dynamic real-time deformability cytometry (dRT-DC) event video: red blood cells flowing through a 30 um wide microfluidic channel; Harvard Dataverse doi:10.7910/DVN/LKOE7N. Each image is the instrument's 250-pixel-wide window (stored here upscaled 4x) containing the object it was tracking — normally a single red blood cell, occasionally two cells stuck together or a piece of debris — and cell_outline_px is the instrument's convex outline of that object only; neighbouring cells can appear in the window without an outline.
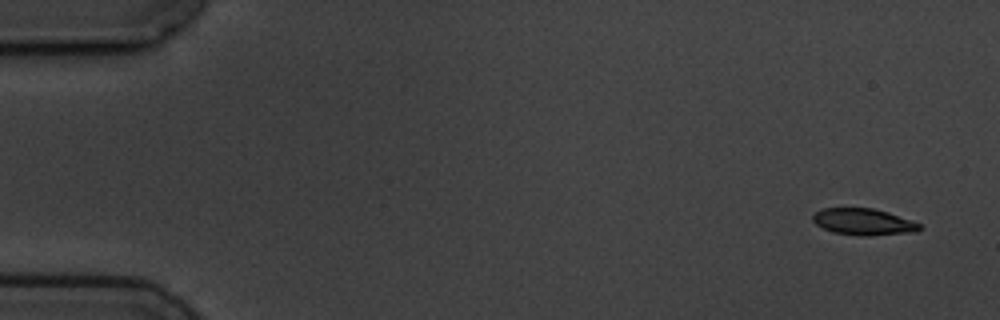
{"species": "common noctule bat (a hibernating species)", "species_latin": "Nyctalus noctula", "temperature_condition": "cold", "stored_images_in_passage": 5, "camera_frame_rate_fps": 3000, "um_per_image_px": 0.085, "animal": {"sex": "male", "body_mass_g": 19.5, "forearm_length_mm": 54.6}, "frame": {"image": 1, "passage_image": 1, "time_ms": 0.0, "image_size_px": [1000, 320], "cell_outline_px": [[924, 228], [916, 232], [868, 236], [864, 236], [832, 232], [816, 224], [812, 220], [812, 216], [816, 212], [824, 208], [872, 208], [888, 212], [912, 220], [920, 224]], "centroid_in_image_um": [73.43, 18.86], "position_along_channel_um": 11.6, "area_um2": 16.59}}
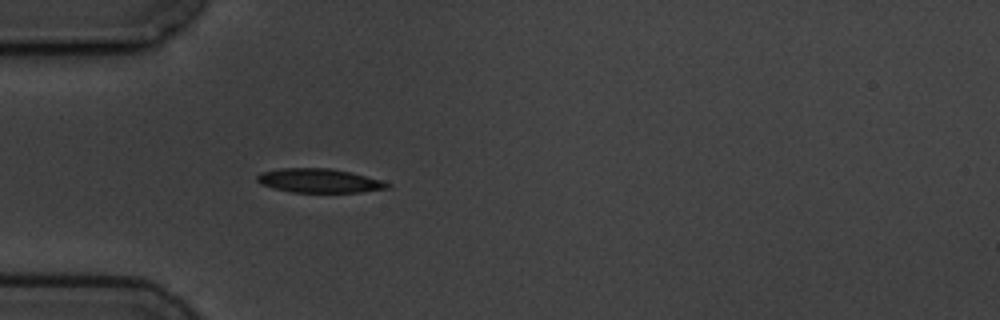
{"frame": {"image": 2, "passage_image": 5, "time_ms": 4.667, "image_size_px": [1000, 320], "cell_outline_px": [[392, 184], [388, 188], [360, 192], [292, 192], [260, 184], [256, 180], [256, 176], [260, 172], [280, 168], [332, 168], [352, 172], [380, 180]], "centroid_in_image_um": [27.12, 15.34], "position_along_channel_um": 57.9, "area_um2": 18.21}}